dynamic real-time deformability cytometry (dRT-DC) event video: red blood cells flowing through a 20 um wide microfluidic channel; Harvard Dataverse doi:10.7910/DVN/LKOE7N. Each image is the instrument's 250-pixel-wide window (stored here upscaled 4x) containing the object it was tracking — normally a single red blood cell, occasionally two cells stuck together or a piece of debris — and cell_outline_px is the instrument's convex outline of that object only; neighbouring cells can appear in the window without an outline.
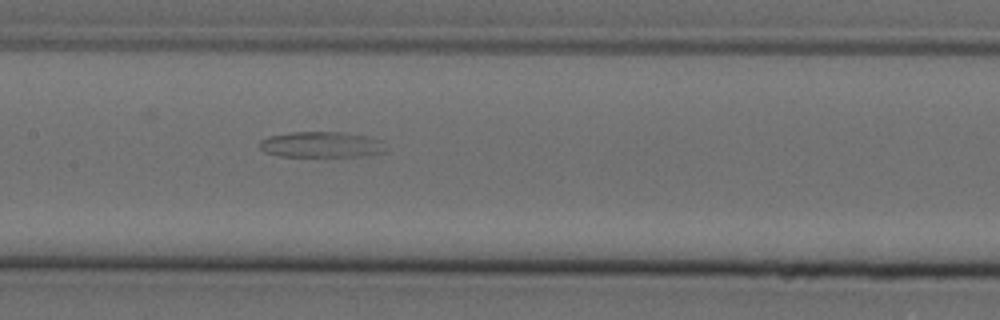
{"species": "Egyptian fruit bat (a non-hibernating species)", "species_latin": "Rousettus aegyptiacus", "temperature_condition": "cold", "stored_images_in_passage": 4, "camera_frame_rate_fps": 3000, "um_per_image_px": 0.085, "animal": {"sex": "female"}, "frame": {"image": 1, "passage_image": 4, "time_ms": 1.0, "image_size_px": [1000, 320], "cell_outline_px": [[388, 148], [384, 152], [360, 156], [280, 156], [264, 152], [260, 148], [260, 140], [268, 136], [292, 132], [340, 132], [364, 136], [384, 140]], "centroid_in_image_um": [27.34, 12.29], "position_along_channel_um": 180.1, "area_um2": 19.02}}